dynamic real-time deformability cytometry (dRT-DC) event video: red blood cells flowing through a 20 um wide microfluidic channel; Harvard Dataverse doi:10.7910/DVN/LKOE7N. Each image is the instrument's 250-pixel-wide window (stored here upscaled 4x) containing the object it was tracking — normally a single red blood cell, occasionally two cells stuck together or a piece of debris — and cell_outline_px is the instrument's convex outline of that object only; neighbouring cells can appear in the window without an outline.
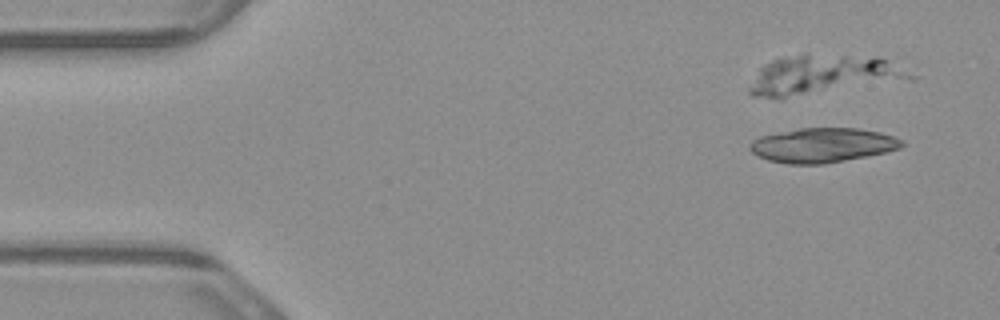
{"species": "common noctule bat (a hibernating species)", "species_latin": "Nyctalus noctula", "temperature_condition": "warm", "stored_images_in_passage": 4, "camera_frame_rate_fps": 3000, "um_per_image_px": 0.085, "animal": {"sex": "male", "body_mass_g": 23.1, "forearm_length_mm": 52.7}, "frame": {"image": 1, "passage_image": 1, "time_ms": 0.0, "image_size_px": [1000, 320], "cell_outline_px": [[904, 144], [900, 148], [888, 152], [868, 156], [824, 164], [788, 164], [768, 160], [752, 152], [748, 148], [752, 140], [760, 136], [800, 128], [856, 128], [880, 132], [904, 140]], "centroid_in_image_um": [69.93, 12.34], "position_along_channel_um": 15.1, "area_um2": 30.58}}